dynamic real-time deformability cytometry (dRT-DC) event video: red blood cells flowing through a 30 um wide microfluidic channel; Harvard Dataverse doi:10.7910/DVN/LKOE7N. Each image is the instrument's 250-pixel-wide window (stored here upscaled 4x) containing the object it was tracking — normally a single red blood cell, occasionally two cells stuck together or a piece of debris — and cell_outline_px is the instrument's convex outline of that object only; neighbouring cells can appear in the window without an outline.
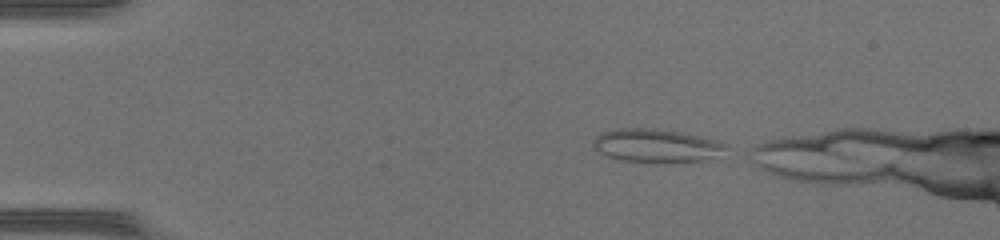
{"species": "common noctule bat (a hibernating species)", "species_latin": "Nyctalus noctula", "temperature_condition": "warm", "stored_images_in_passage": 8, "camera_frame_rate_fps": 3000, "um_per_image_px": 0.085, "animal": {"sex": "female", "body_mass_g": 17.0, "forearm_length_mm": 48.0}, "frame": {"image": 1, "passage_image": 1, "time_ms": 0.0, "image_size_px": [1000, 240], "cell_outline_px": [[728, 148], [712, 156], [700, 160], [664, 164], [620, 160], [608, 156], [592, 148], [592, 140], [600, 132], [616, 128], [656, 128], [680, 132], [716, 140], [724, 144]], "centroid_in_image_um": [55.68, 12.38], "position_along_channel_um": 29.3, "area_um2": 25.95}}